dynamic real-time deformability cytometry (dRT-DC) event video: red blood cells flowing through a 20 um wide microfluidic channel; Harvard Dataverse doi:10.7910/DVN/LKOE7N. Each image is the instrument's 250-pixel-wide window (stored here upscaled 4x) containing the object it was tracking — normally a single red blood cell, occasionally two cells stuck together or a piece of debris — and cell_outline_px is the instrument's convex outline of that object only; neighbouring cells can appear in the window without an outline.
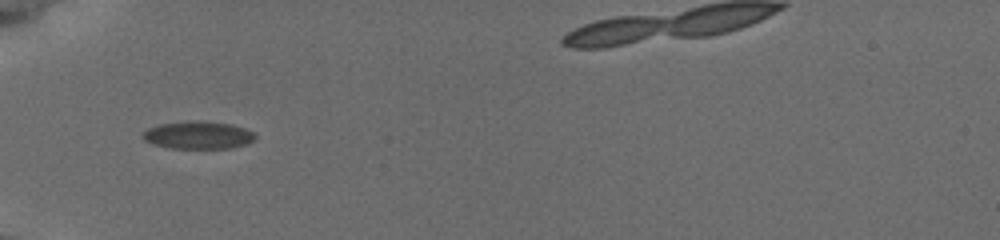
{"species": "common noctule bat (a hibernating species)", "species_latin": "Nyctalus noctula", "temperature_condition": "cold", "stored_images_in_passage": 49, "camera_frame_rate_fps": 3000, "um_per_image_px": 0.085, "animal": {"sex": "female", "body_mass_g": 19.5, "forearm_length_mm": 54.1}, "frame": {"image": 1, "passage_image": 1, "time_ms": 0.0, "image_size_px": [1000, 240], "cell_outline_px": [[256, 136], [248, 144], [232, 148], [168, 148], [152, 144], [144, 140], [144, 132], [148, 128], [160, 124], [192, 120], [204, 120], [232, 124], [244, 128], [252, 132]], "centroid_in_image_um": [16.85, 11.48], "position_along_channel_um": 68.1, "area_um2": 18.21}}
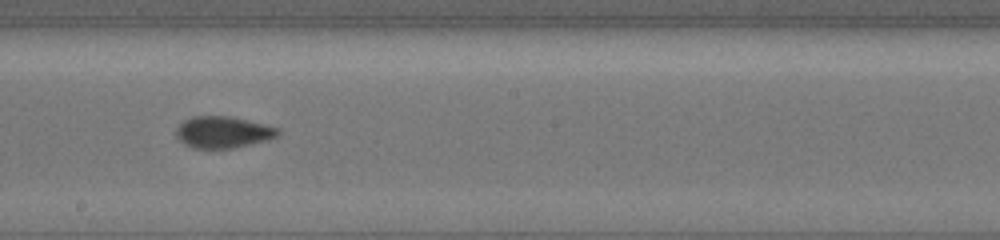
{"frame": {"image": 2, "passage_image": 22, "time_ms": 4.333, "image_size_px": [1000, 240], "cell_outline_px": [[280, 132], [276, 136], [268, 140], [232, 148], [192, 148], [184, 144], [176, 136], [176, 128], [184, 120], [192, 116], [228, 116], [280, 128]], "centroid_in_image_um": [18.93, 11.23], "position_along_channel_um": 229.3, "area_um2": 18.61}}
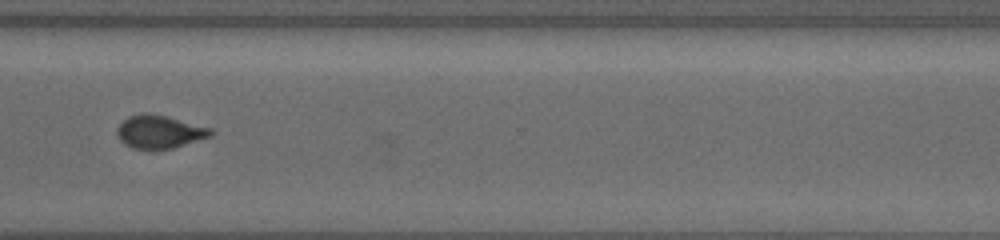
{"frame": {"image": 3, "passage_image": 48, "time_ms": 7.667, "image_size_px": [1000, 240], "cell_outline_px": [[212, 136], [172, 148], [132, 148], [124, 144], [120, 140], [116, 132], [116, 128], [128, 116], [144, 112], [148, 112], [168, 116], [212, 128]], "centroid_in_image_um": [13.55, 11.17], "position_along_channel_um": 357.1, "area_um2": 18.03}}